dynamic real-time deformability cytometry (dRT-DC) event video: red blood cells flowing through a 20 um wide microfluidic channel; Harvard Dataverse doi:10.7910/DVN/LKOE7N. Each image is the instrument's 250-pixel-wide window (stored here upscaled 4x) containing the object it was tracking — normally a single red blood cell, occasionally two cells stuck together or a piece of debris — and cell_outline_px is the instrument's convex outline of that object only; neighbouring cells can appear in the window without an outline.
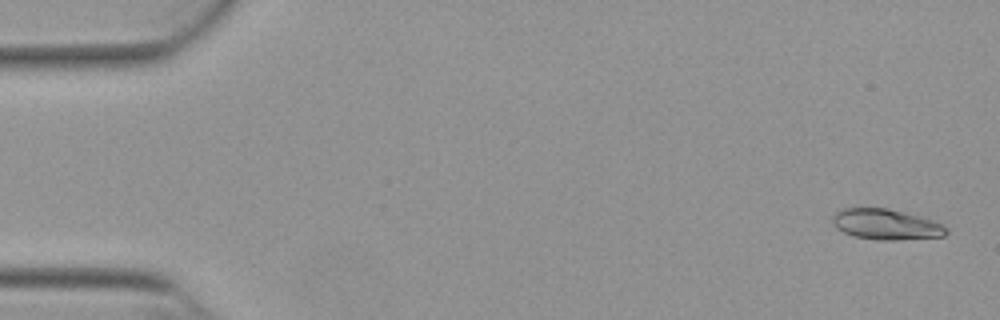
{"species": "Egyptian fruit bat (a non-hibernating species)", "species_latin": "Rousettus aegyptiacus", "temperature_condition": "warm", "stored_images_in_passage": 53, "camera_frame_rate_fps": 3000, "um_per_image_px": 0.085, "animal": {"sex": "female"}, "frame": {"image": 1, "passage_image": 2, "time_ms": 0.333, "image_size_px": [1000, 320], "cell_outline_px": [[948, 232], [944, 236], [896, 240], [880, 240], [852, 236], [836, 228], [832, 224], [832, 216], [836, 212], [844, 208], [888, 208], [920, 216], [944, 224], [948, 228]], "centroid_in_image_um": [75.32, 19.07], "position_along_channel_um": 9.7, "area_um2": 20.4}}
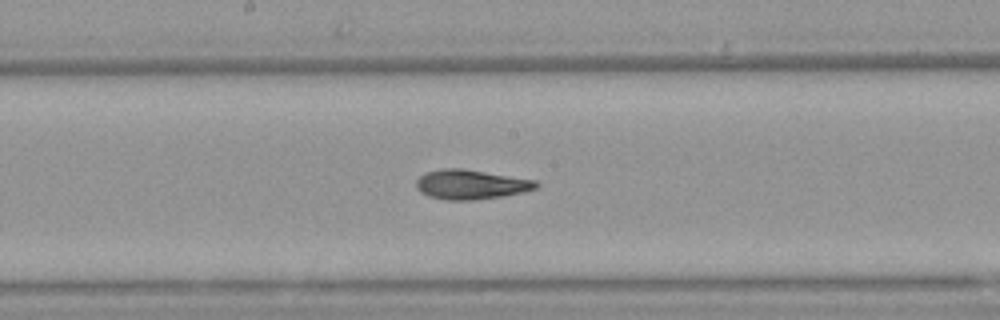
{"frame": {"image": 2, "passage_image": 28, "time_ms": 9.0, "image_size_px": [1000, 320], "cell_outline_px": [[540, 184], [536, 188], [524, 192], [500, 196], [472, 200], [444, 200], [428, 196], [420, 192], [416, 188], [416, 180], [420, 176], [428, 172], [440, 168], [464, 168], [536, 180]], "centroid_in_image_um": [40.01, 15.67], "position_along_channel_um": 208.2, "area_um2": 20.75}}
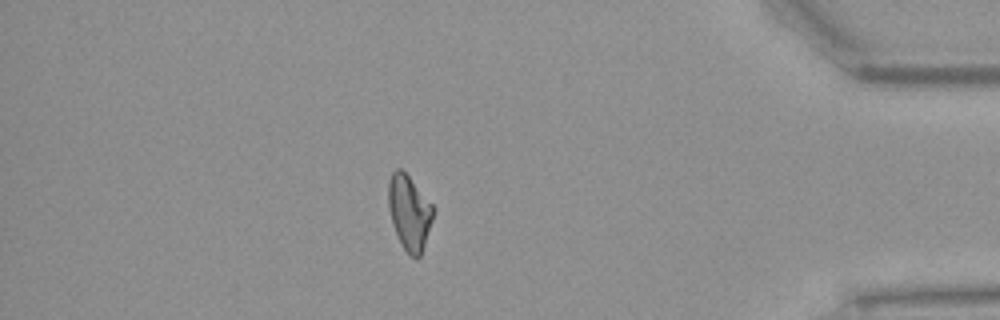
{"frame": {"image": 3, "passage_image": 46, "time_ms": 15.0, "image_size_px": [1000, 320], "cell_outline_px": [[432, 220], [420, 256], [408, 256], [396, 232], [388, 208], [388, 180], [392, 172], [396, 168], [400, 168], [408, 176], [432, 204]], "centroid_in_image_um": [34.76, 18.03], "position_along_channel_um": 400.4, "area_um2": 18.96}, "authors_computed_cell_mechanics": {"area_um2": 20.0566, "velocity_mm_per_s": 3.8717, "shape_relaxation_time_tau1_ms": 8.3434, "shape_relaxation_time_tau2_ms": 3.1549, "deformation_change_tau1": 0.2564, "deformation_change_tau2": 0.092}}